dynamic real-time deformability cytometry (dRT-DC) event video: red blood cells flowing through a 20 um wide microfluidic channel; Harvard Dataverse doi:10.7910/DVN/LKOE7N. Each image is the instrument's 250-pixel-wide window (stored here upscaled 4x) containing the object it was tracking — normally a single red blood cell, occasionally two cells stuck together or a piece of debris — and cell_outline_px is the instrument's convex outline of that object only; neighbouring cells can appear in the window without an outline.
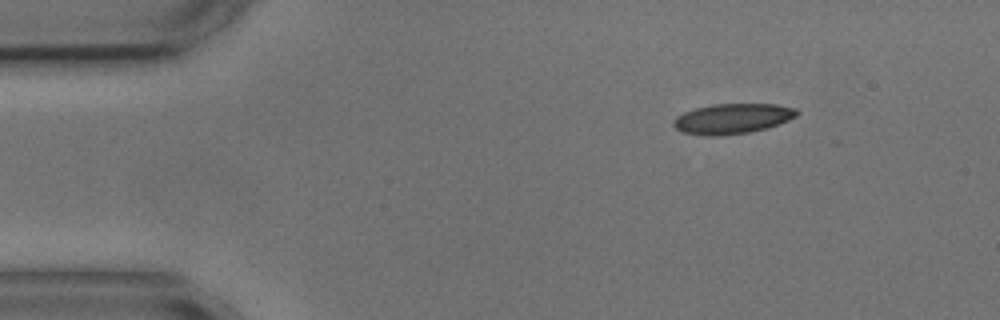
{"species": "common noctule bat (a hibernating species)", "species_latin": "Nyctalus noctula", "temperature_condition": "cold", "stored_images_in_passage": 4, "camera_frame_rate_fps": 3000, "um_per_image_px": 0.085, "animal": {"sex": "male", "body_mass_g": 17.9, "forearm_length_mm": 54.2}, "frame": {"image": 1, "passage_image": 4, "time_ms": 3.667, "image_size_px": [1000, 320], "cell_outline_px": [[800, 112], [796, 116], [788, 120], [764, 128], [748, 132], [716, 136], [712, 136], [680, 132], [672, 124], [672, 120], [676, 116], [684, 112], [696, 108], [712, 104], [776, 104], [796, 108]], "centroid_in_image_um": [62.22, 10.07], "position_along_channel_um": 22.8, "area_um2": 21.56}}